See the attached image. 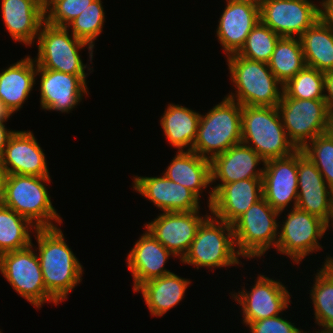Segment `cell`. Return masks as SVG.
<instances>
[{"label":"cell","mask_w":333,"mask_h":333,"mask_svg":"<svg viewBox=\"0 0 333 333\" xmlns=\"http://www.w3.org/2000/svg\"><path fill=\"white\" fill-rule=\"evenodd\" d=\"M277 109L285 132L297 149L329 131L330 112L324 99L289 98L283 92Z\"/></svg>","instance_id":"9"},{"label":"cell","mask_w":333,"mask_h":333,"mask_svg":"<svg viewBox=\"0 0 333 333\" xmlns=\"http://www.w3.org/2000/svg\"><path fill=\"white\" fill-rule=\"evenodd\" d=\"M206 216V217H205ZM197 211L163 212L145 225L173 256L181 260L187 254L201 223L209 216ZM205 217V218H204Z\"/></svg>","instance_id":"14"},{"label":"cell","mask_w":333,"mask_h":333,"mask_svg":"<svg viewBox=\"0 0 333 333\" xmlns=\"http://www.w3.org/2000/svg\"><path fill=\"white\" fill-rule=\"evenodd\" d=\"M10 116H12V112L0 101V122H7Z\"/></svg>","instance_id":"44"},{"label":"cell","mask_w":333,"mask_h":333,"mask_svg":"<svg viewBox=\"0 0 333 333\" xmlns=\"http://www.w3.org/2000/svg\"><path fill=\"white\" fill-rule=\"evenodd\" d=\"M40 76V105L45 110L69 113L88 95L87 75H73L37 66Z\"/></svg>","instance_id":"17"},{"label":"cell","mask_w":333,"mask_h":333,"mask_svg":"<svg viewBox=\"0 0 333 333\" xmlns=\"http://www.w3.org/2000/svg\"><path fill=\"white\" fill-rule=\"evenodd\" d=\"M324 100L329 112L333 111V71L325 73Z\"/></svg>","instance_id":"40"},{"label":"cell","mask_w":333,"mask_h":333,"mask_svg":"<svg viewBox=\"0 0 333 333\" xmlns=\"http://www.w3.org/2000/svg\"><path fill=\"white\" fill-rule=\"evenodd\" d=\"M329 132H330V134L333 136V111L330 112Z\"/></svg>","instance_id":"48"},{"label":"cell","mask_w":333,"mask_h":333,"mask_svg":"<svg viewBox=\"0 0 333 333\" xmlns=\"http://www.w3.org/2000/svg\"><path fill=\"white\" fill-rule=\"evenodd\" d=\"M46 182H51L50 176L5 175L0 202L37 228L57 227L52 221L60 224L62 219L52 205Z\"/></svg>","instance_id":"2"},{"label":"cell","mask_w":333,"mask_h":333,"mask_svg":"<svg viewBox=\"0 0 333 333\" xmlns=\"http://www.w3.org/2000/svg\"><path fill=\"white\" fill-rule=\"evenodd\" d=\"M0 159L5 175L50 176L45 154L30 130L15 131Z\"/></svg>","instance_id":"18"},{"label":"cell","mask_w":333,"mask_h":333,"mask_svg":"<svg viewBox=\"0 0 333 333\" xmlns=\"http://www.w3.org/2000/svg\"><path fill=\"white\" fill-rule=\"evenodd\" d=\"M5 127L4 122H0V158L2 157L5 146L8 143L9 138L15 132V130H10Z\"/></svg>","instance_id":"42"},{"label":"cell","mask_w":333,"mask_h":333,"mask_svg":"<svg viewBox=\"0 0 333 333\" xmlns=\"http://www.w3.org/2000/svg\"><path fill=\"white\" fill-rule=\"evenodd\" d=\"M292 210V211H291ZM278 231L276 249L299 264L313 251L323 249L318 242L323 238L329 225L321 218L309 214L297 207H292Z\"/></svg>","instance_id":"11"},{"label":"cell","mask_w":333,"mask_h":333,"mask_svg":"<svg viewBox=\"0 0 333 333\" xmlns=\"http://www.w3.org/2000/svg\"><path fill=\"white\" fill-rule=\"evenodd\" d=\"M36 73L37 65L30 55L1 71L0 101L12 114L19 111L29 97L36 84Z\"/></svg>","instance_id":"24"},{"label":"cell","mask_w":333,"mask_h":333,"mask_svg":"<svg viewBox=\"0 0 333 333\" xmlns=\"http://www.w3.org/2000/svg\"><path fill=\"white\" fill-rule=\"evenodd\" d=\"M230 1H234V2H243V3H249L252 4L258 8H261V6L263 5V3L266 0H230Z\"/></svg>","instance_id":"45"},{"label":"cell","mask_w":333,"mask_h":333,"mask_svg":"<svg viewBox=\"0 0 333 333\" xmlns=\"http://www.w3.org/2000/svg\"><path fill=\"white\" fill-rule=\"evenodd\" d=\"M215 105L205 116L201 115L197 137L192 151L212 160L233 145L241 143L242 106L227 97Z\"/></svg>","instance_id":"5"},{"label":"cell","mask_w":333,"mask_h":333,"mask_svg":"<svg viewBox=\"0 0 333 333\" xmlns=\"http://www.w3.org/2000/svg\"><path fill=\"white\" fill-rule=\"evenodd\" d=\"M317 271L310 290L315 322L323 331H333V274L324 265Z\"/></svg>","instance_id":"31"},{"label":"cell","mask_w":333,"mask_h":333,"mask_svg":"<svg viewBox=\"0 0 333 333\" xmlns=\"http://www.w3.org/2000/svg\"><path fill=\"white\" fill-rule=\"evenodd\" d=\"M226 2L216 35L225 55L229 56L237 54L243 47L247 36L260 20V8L249 3Z\"/></svg>","instance_id":"21"},{"label":"cell","mask_w":333,"mask_h":333,"mask_svg":"<svg viewBox=\"0 0 333 333\" xmlns=\"http://www.w3.org/2000/svg\"><path fill=\"white\" fill-rule=\"evenodd\" d=\"M133 188L163 212L197 211L200 198L190 189L161 177L135 176Z\"/></svg>","instance_id":"19"},{"label":"cell","mask_w":333,"mask_h":333,"mask_svg":"<svg viewBox=\"0 0 333 333\" xmlns=\"http://www.w3.org/2000/svg\"><path fill=\"white\" fill-rule=\"evenodd\" d=\"M170 255L148 230L142 234L127 256V266L133 276V291L148 280L171 273L164 265Z\"/></svg>","instance_id":"22"},{"label":"cell","mask_w":333,"mask_h":333,"mask_svg":"<svg viewBox=\"0 0 333 333\" xmlns=\"http://www.w3.org/2000/svg\"><path fill=\"white\" fill-rule=\"evenodd\" d=\"M250 291L245 288L232 293L234 300L242 306L243 323L248 324L261 319L280 315L290 304V294L278 280L259 275ZM282 311V312H281Z\"/></svg>","instance_id":"13"},{"label":"cell","mask_w":333,"mask_h":333,"mask_svg":"<svg viewBox=\"0 0 333 333\" xmlns=\"http://www.w3.org/2000/svg\"><path fill=\"white\" fill-rule=\"evenodd\" d=\"M321 17V8L309 0H266L260 8V20L280 37L299 38Z\"/></svg>","instance_id":"12"},{"label":"cell","mask_w":333,"mask_h":333,"mask_svg":"<svg viewBox=\"0 0 333 333\" xmlns=\"http://www.w3.org/2000/svg\"><path fill=\"white\" fill-rule=\"evenodd\" d=\"M296 207L333 227V190L298 191Z\"/></svg>","instance_id":"36"},{"label":"cell","mask_w":333,"mask_h":333,"mask_svg":"<svg viewBox=\"0 0 333 333\" xmlns=\"http://www.w3.org/2000/svg\"><path fill=\"white\" fill-rule=\"evenodd\" d=\"M190 280L173 272L141 284L134 292H141L153 316H163L184 298Z\"/></svg>","instance_id":"25"},{"label":"cell","mask_w":333,"mask_h":333,"mask_svg":"<svg viewBox=\"0 0 333 333\" xmlns=\"http://www.w3.org/2000/svg\"><path fill=\"white\" fill-rule=\"evenodd\" d=\"M175 183L193 191L199 198L209 185L211 186V163L193 151H178L163 173Z\"/></svg>","instance_id":"26"},{"label":"cell","mask_w":333,"mask_h":333,"mask_svg":"<svg viewBox=\"0 0 333 333\" xmlns=\"http://www.w3.org/2000/svg\"><path fill=\"white\" fill-rule=\"evenodd\" d=\"M63 0H40L43 13L46 15L58 2Z\"/></svg>","instance_id":"43"},{"label":"cell","mask_w":333,"mask_h":333,"mask_svg":"<svg viewBox=\"0 0 333 333\" xmlns=\"http://www.w3.org/2000/svg\"><path fill=\"white\" fill-rule=\"evenodd\" d=\"M241 127V142L264 161L286 157L298 150L285 132L277 107L242 106Z\"/></svg>","instance_id":"4"},{"label":"cell","mask_w":333,"mask_h":333,"mask_svg":"<svg viewBox=\"0 0 333 333\" xmlns=\"http://www.w3.org/2000/svg\"><path fill=\"white\" fill-rule=\"evenodd\" d=\"M35 233L45 288L59 304L80 284L83 266L66 244L60 228H37Z\"/></svg>","instance_id":"1"},{"label":"cell","mask_w":333,"mask_h":333,"mask_svg":"<svg viewBox=\"0 0 333 333\" xmlns=\"http://www.w3.org/2000/svg\"><path fill=\"white\" fill-rule=\"evenodd\" d=\"M302 150L316 165L324 181L333 190V136L330 132L318 135Z\"/></svg>","instance_id":"35"},{"label":"cell","mask_w":333,"mask_h":333,"mask_svg":"<svg viewBox=\"0 0 333 333\" xmlns=\"http://www.w3.org/2000/svg\"><path fill=\"white\" fill-rule=\"evenodd\" d=\"M316 333H333V331H323V330L321 329V331L316 332Z\"/></svg>","instance_id":"49"},{"label":"cell","mask_w":333,"mask_h":333,"mask_svg":"<svg viewBox=\"0 0 333 333\" xmlns=\"http://www.w3.org/2000/svg\"><path fill=\"white\" fill-rule=\"evenodd\" d=\"M325 73L305 66L283 85V92L289 98L324 99Z\"/></svg>","instance_id":"33"},{"label":"cell","mask_w":333,"mask_h":333,"mask_svg":"<svg viewBox=\"0 0 333 333\" xmlns=\"http://www.w3.org/2000/svg\"><path fill=\"white\" fill-rule=\"evenodd\" d=\"M4 176H5V174H4L1 159H0V194H1L2 188H3Z\"/></svg>","instance_id":"47"},{"label":"cell","mask_w":333,"mask_h":333,"mask_svg":"<svg viewBox=\"0 0 333 333\" xmlns=\"http://www.w3.org/2000/svg\"><path fill=\"white\" fill-rule=\"evenodd\" d=\"M226 57L230 78L236 89V93H229L227 98L241 106H278L283 95V85L274 76L268 64L237 54Z\"/></svg>","instance_id":"3"},{"label":"cell","mask_w":333,"mask_h":333,"mask_svg":"<svg viewBox=\"0 0 333 333\" xmlns=\"http://www.w3.org/2000/svg\"><path fill=\"white\" fill-rule=\"evenodd\" d=\"M29 229L37 227L0 202V255L29 247L32 243Z\"/></svg>","instance_id":"30"},{"label":"cell","mask_w":333,"mask_h":333,"mask_svg":"<svg viewBox=\"0 0 333 333\" xmlns=\"http://www.w3.org/2000/svg\"><path fill=\"white\" fill-rule=\"evenodd\" d=\"M263 198L262 178L244 179L224 184L214 195L211 215L233 224L253 204Z\"/></svg>","instance_id":"20"},{"label":"cell","mask_w":333,"mask_h":333,"mask_svg":"<svg viewBox=\"0 0 333 333\" xmlns=\"http://www.w3.org/2000/svg\"><path fill=\"white\" fill-rule=\"evenodd\" d=\"M3 22L15 41L32 45L45 22L41 4L38 0H2Z\"/></svg>","instance_id":"23"},{"label":"cell","mask_w":333,"mask_h":333,"mask_svg":"<svg viewBox=\"0 0 333 333\" xmlns=\"http://www.w3.org/2000/svg\"><path fill=\"white\" fill-rule=\"evenodd\" d=\"M276 211L264 198L253 204L233 224L237 252L244 258L261 257L278 240Z\"/></svg>","instance_id":"8"},{"label":"cell","mask_w":333,"mask_h":333,"mask_svg":"<svg viewBox=\"0 0 333 333\" xmlns=\"http://www.w3.org/2000/svg\"><path fill=\"white\" fill-rule=\"evenodd\" d=\"M263 198L280 214L298 199L297 150L289 156L274 158L263 164Z\"/></svg>","instance_id":"16"},{"label":"cell","mask_w":333,"mask_h":333,"mask_svg":"<svg viewBox=\"0 0 333 333\" xmlns=\"http://www.w3.org/2000/svg\"><path fill=\"white\" fill-rule=\"evenodd\" d=\"M297 172L298 191L332 190L302 149L297 150Z\"/></svg>","instance_id":"37"},{"label":"cell","mask_w":333,"mask_h":333,"mask_svg":"<svg viewBox=\"0 0 333 333\" xmlns=\"http://www.w3.org/2000/svg\"><path fill=\"white\" fill-rule=\"evenodd\" d=\"M320 5L322 18L333 26V0H322Z\"/></svg>","instance_id":"41"},{"label":"cell","mask_w":333,"mask_h":333,"mask_svg":"<svg viewBox=\"0 0 333 333\" xmlns=\"http://www.w3.org/2000/svg\"><path fill=\"white\" fill-rule=\"evenodd\" d=\"M246 326L250 328V333H307L280 315L254 321Z\"/></svg>","instance_id":"39"},{"label":"cell","mask_w":333,"mask_h":333,"mask_svg":"<svg viewBox=\"0 0 333 333\" xmlns=\"http://www.w3.org/2000/svg\"><path fill=\"white\" fill-rule=\"evenodd\" d=\"M279 38L277 33L259 20L237 55L268 64Z\"/></svg>","instance_id":"32"},{"label":"cell","mask_w":333,"mask_h":333,"mask_svg":"<svg viewBox=\"0 0 333 333\" xmlns=\"http://www.w3.org/2000/svg\"><path fill=\"white\" fill-rule=\"evenodd\" d=\"M268 66L282 85H285L306 66L300 39L280 37Z\"/></svg>","instance_id":"29"},{"label":"cell","mask_w":333,"mask_h":333,"mask_svg":"<svg viewBox=\"0 0 333 333\" xmlns=\"http://www.w3.org/2000/svg\"><path fill=\"white\" fill-rule=\"evenodd\" d=\"M324 266L333 274V257L328 256L325 259Z\"/></svg>","instance_id":"46"},{"label":"cell","mask_w":333,"mask_h":333,"mask_svg":"<svg viewBox=\"0 0 333 333\" xmlns=\"http://www.w3.org/2000/svg\"><path fill=\"white\" fill-rule=\"evenodd\" d=\"M33 243L25 249L7 252L0 255V272L13 289L34 307L49 301L58 303L47 293L37 253Z\"/></svg>","instance_id":"10"},{"label":"cell","mask_w":333,"mask_h":333,"mask_svg":"<svg viewBox=\"0 0 333 333\" xmlns=\"http://www.w3.org/2000/svg\"><path fill=\"white\" fill-rule=\"evenodd\" d=\"M101 0H94L80 15L73 19L66 27L72 28V34L94 48V42L102 33L105 12Z\"/></svg>","instance_id":"34"},{"label":"cell","mask_w":333,"mask_h":333,"mask_svg":"<svg viewBox=\"0 0 333 333\" xmlns=\"http://www.w3.org/2000/svg\"><path fill=\"white\" fill-rule=\"evenodd\" d=\"M233 226L214 216H208L199 226L187 254L181 260L184 264L207 268L239 265Z\"/></svg>","instance_id":"6"},{"label":"cell","mask_w":333,"mask_h":333,"mask_svg":"<svg viewBox=\"0 0 333 333\" xmlns=\"http://www.w3.org/2000/svg\"><path fill=\"white\" fill-rule=\"evenodd\" d=\"M201 114L182 105L168 104L160 124L171 146L183 151H192L197 137L198 124Z\"/></svg>","instance_id":"28"},{"label":"cell","mask_w":333,"mask_h":333,"mask_svg":"<svg viewBox=\"0 0 333 333\" xmlns=\"http://www.w3.org/2000/svg\"><path fill=\"white\" fill-rule=\"evenodd\" d=\"M261 162L265 163L254 149L242 142L214 157L210 161L211 183L219 179L221 184L211 188L208 194V207L210 208L213 202V195L224 184L244 179L263 178L264 167L259 170L256 168Z\"/></svg>","instance_id":"15"},{"label":"cell","mask_w":333,"mask_h":333,"mask_svg":"<svg viewBox=\"0 0 333 333\" xmlns=\"http://www.w3.org/2000/svg\"><path fill=\"white\" fill-rule=\"evenodd\" d=\"M94 0H63L58 2L46 15L45 21L53 26L66 27Z\"/></svg>","instance_id":"38"},{"label":"cell","mask_w":333,"mask_h":333,"mask_svg":"<svg viewBox=\"0 0 333 333\" xmlns=\"http://www.w3.org/2000/svg\"><path fill=\"white\" fill-rule=\"evenodd\" d=\"M305 64L321 72L333 71V26L322 17L300 37Z\"/></svg>","instance_id":"27"},{"label":"cell","mask_w":333,"mask_h":333,"mask_svg":"<svg viewBox=\"0 0 333 333\" xmlns=\"http://www.w3.org/2000/svg\"><path fill=\"white\" fill-rule=\"evenodd\" d=\"M38 54L36 65L43 69L55 70L73 75H88L85 69L92 70L83 64L79 49L88 46L90 62L93 60V47L85 41L76 38L69 28L42 24L37 37Z\"/></svg>","instance_id":"7"}]
</instances>
